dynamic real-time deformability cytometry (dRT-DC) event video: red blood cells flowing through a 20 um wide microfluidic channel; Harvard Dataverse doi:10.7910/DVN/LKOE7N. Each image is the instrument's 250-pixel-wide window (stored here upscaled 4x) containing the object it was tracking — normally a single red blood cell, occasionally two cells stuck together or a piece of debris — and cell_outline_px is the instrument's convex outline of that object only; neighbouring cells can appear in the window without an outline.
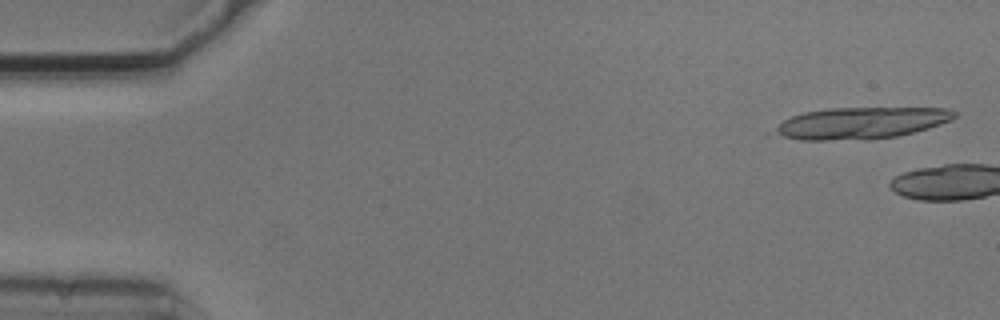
{"species": "common noctule bat (a hibernating species)", "species_latin": "Nyctalus noctula", "temperature_condition": "cold", "stored_images_in_passage": 2, "camera_frame_rate_fps": 3000, "um_per_image_px": 0.085, "animal": {"sex": "male", "body_mass_g": 20.5, "forearm_length_mm": 52.5}, "frame": {"image": 1, "passage_image": 1, "time_ms": 0.0, "image_size_px": [1000, 320], "cell_outline_px": [[956, 116], [952, 120], [928, 128], [896, 136], [828, 140], [800, 140], [784, 136], [776, 132], [776, 128], [784, 120], [792, 116], [804, 112], [832, 108], [948, 108], [956, 112]], "centroid_in_image_um": [73.24, 10.43], "position_along_channel_um": 11.8, "area_um2": 32.25}}